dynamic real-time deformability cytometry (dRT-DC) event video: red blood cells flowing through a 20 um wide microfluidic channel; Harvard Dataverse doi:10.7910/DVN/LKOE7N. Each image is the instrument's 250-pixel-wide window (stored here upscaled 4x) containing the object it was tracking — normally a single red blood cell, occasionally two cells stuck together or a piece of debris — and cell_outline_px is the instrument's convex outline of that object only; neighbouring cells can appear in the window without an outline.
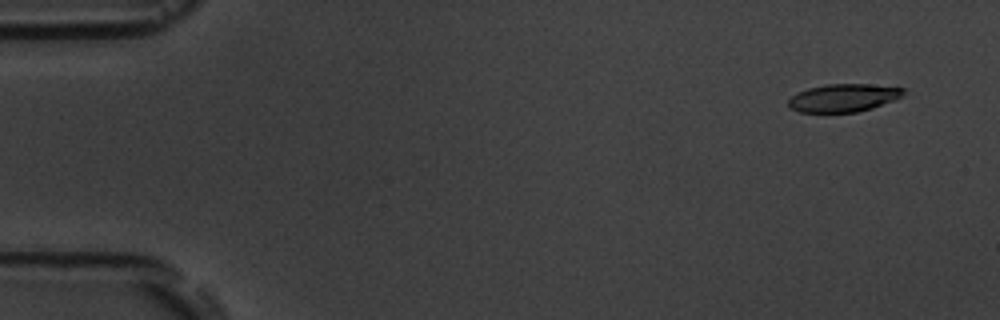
{"species": "common noctule bat (a hibernating species)", "species_latin": "Nyctalus noctula", "temperature_condition": "room temperature", "stored_images_in_passage": 5, "camera_frame_rate_fps": 3000, "um_per_image_px": 0.085, "animal": {"sex": "male", "body_mass_g": 19.5, "forearm_length_mm": 54.6}, "frame": {"image": 1, "passage_image": 1, "time_ms": 0.0, "image_size_px": [1000, 320], "cell_outline_px": [[904, 92], [900, 96], [892, 100], [872, 108], [856, 112], [800, 112], [792, 108], [788, 104], [788, 100], [796, 92], [808, 88], [828, 84], [868, 84], [904, 88]], "centroid_in_image_um": [71.65, 8.31], "position_along_channel_um": 13.3, "area_um2": 18.44}}